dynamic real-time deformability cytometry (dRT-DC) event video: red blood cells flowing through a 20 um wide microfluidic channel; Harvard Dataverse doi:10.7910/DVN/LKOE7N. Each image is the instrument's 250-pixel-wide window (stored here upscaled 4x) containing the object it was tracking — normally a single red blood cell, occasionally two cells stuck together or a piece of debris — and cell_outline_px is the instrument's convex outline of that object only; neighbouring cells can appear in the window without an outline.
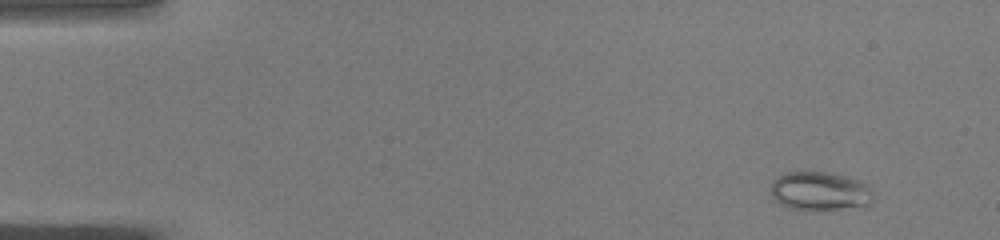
{"species": "common noctule bat (a hibernating species)", "species_latin": "Nyctalus noctula", "temperature_condition": "warm", "stored_images_in_passage": 52, "camera_frame_rate_fps": 3000, "um_per_image_px": 0.085, "animal": {"sex": "male", "body_mass_g": 19.0, "forearm_length_mm": 50.8}, "frame": {"image": 1, "passage_image": 5, "time_ms": 1.333, "image_size_px": [1000, 240], "cell_outline_px": [[872, 196], [868, 204], [840, 208], [788, 208], [780, 204], [772, 196], [772, 180], [776, 176], [788, 172], [824, 172], [844, 176], [856, 180], [864, 184], [872, 192]], "centroid_in_image_um": [69.61, 16.21], "position_along_channel_um": 15.4, "area_um2": 22.14}}
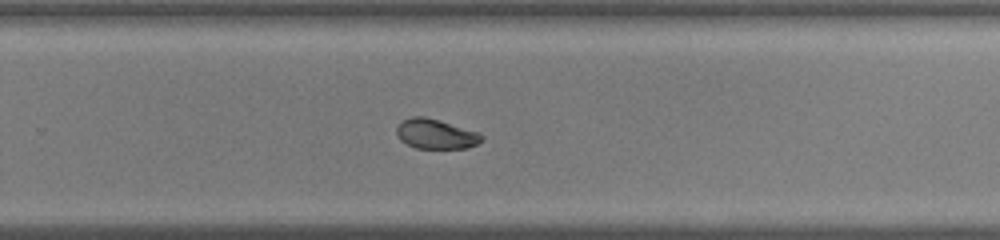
{"frame": {"image": 2, "passage_image": 34, "time_ms": 11.0, "image_size_px": [1000, 240], "cell_outline_px": [[484, 140], [468, 148], [416, 148], [400, 140], [396, 132], [396, 128], [400, 120], [412, 116], [424, 116], [440, 120], [480, 132], [484, 136]], "centroid_in_image_um": [37.05, 11.37], "position_along_channel_um": 292.7, "area_um2": 15.03}}
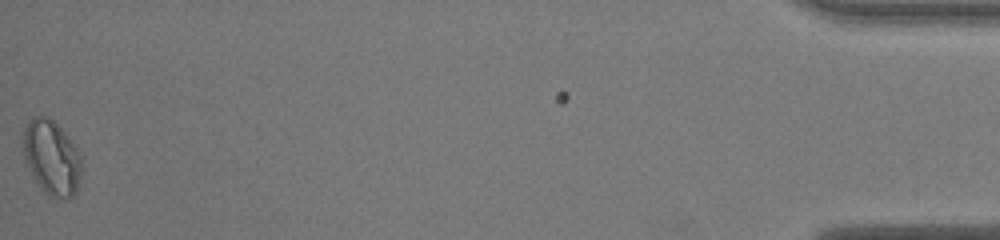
{"frame": {"image": 3, "passage_image": 51, "time_ms": 16.667, "image_size_px": [1000, 240], "cell_outline_px": [[80, 176], [76, 192], [72, 196], [48, 196], [40, 188], [24, 156], [20, 132], [28, 120], [32, 116], [48, 116], [72, 140], [80, 152]], "centroid_in_image_um": [4.35, 13.31], "position_along_channel_um": 430.9, "area_um2": 25.32}, "authors_computed_cell_mechanics": {"area_um2": 17.3978, "velocity_mm_per_s": 4.0668, "shape_relaxation_time_tau1_ms": null, "shape_relaxation_time_tau2_ms": 2.7188, "deformation_change_tau1": null, "deformation_change_tau2": 0.0542}}